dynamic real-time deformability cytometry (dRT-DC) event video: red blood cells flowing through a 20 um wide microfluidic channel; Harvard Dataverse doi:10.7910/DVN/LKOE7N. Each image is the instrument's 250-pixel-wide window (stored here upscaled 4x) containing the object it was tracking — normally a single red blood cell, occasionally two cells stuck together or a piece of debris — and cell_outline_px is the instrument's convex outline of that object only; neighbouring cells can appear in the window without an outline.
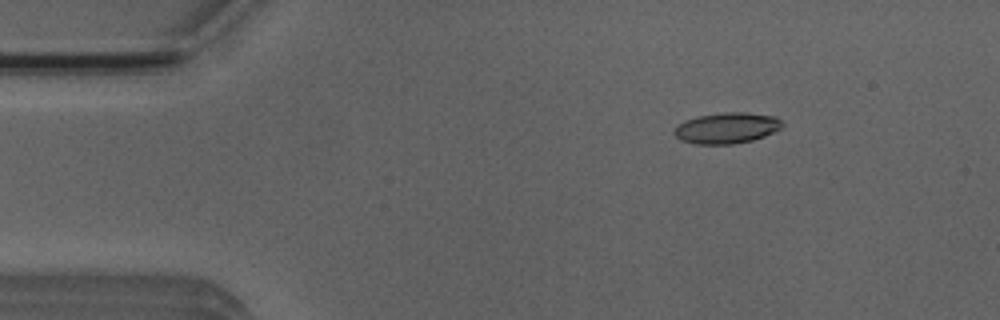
{"species": "Egyptian fruit bat (a non-hibernating species)", "species_latin": "Rousettus aegyptiacus", "temperature_condition": "room temperature", "stored_images_in_passage": 3, "camera_frame_rate_fps": 3000, "um_per_image_px": 0.085, "animal": {"sex": "male"}, "frame": {"image": 1, "passage_image": 1, "time_ms": 0.0, "image_size_px": [1000, 320], "cell_outline_px": [[784, 124], [776, 132], [752, 140], [732, 144], [696, 144], [680, 140], [672, 132], [684, 120], [696, 116], [724, 112], [744, 112], [776, 116]], "centroid_in_image_um": [61.78, 10.87], "position_along_channel_um": 23.2, "area_um2": 19.54}}